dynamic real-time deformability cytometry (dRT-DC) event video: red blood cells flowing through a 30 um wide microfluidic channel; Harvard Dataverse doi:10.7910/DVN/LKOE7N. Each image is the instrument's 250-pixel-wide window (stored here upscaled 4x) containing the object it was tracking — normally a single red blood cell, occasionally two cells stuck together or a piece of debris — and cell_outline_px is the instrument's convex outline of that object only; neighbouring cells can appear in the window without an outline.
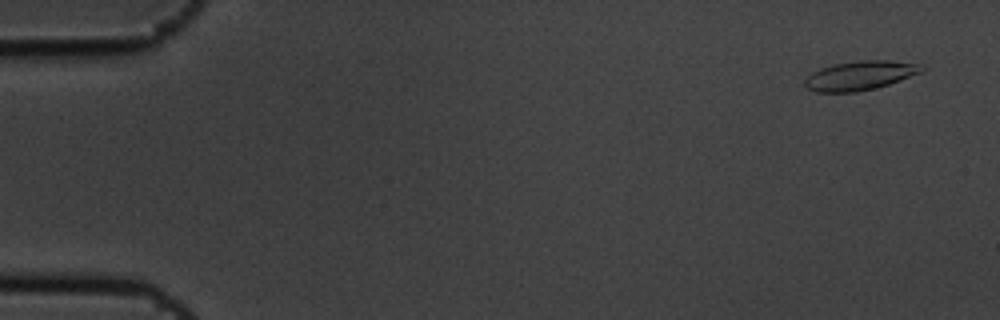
{"species": "common noctule bat (a hibernating species)", "species_latin": "Nyctalus noctula", "temperature_condition": "cold", "stored_images_in_passage": 5, "camera_frame_rate_fps": 3000, "um_per_image_px": 0.085, "animal": {"sex": "male", "body_mass_g": 19.5, "forearm_length_mm": 54.6}, "frame": {"image": 1, "passage_image": 1, "time_ms": 0.0, "image_size_px": [1000, 320], "cell_outline_px": [[924, 68], [920, 72], [900, 80], [876, 88], [856, 92], [816, 92], [808, 88], [804, 84], [804, 80], [812, 72], [820, 68], [832, 64], [860, 60], [888, 60], [924, 64]], "centroid_in_image_um": [73.09, 6.41], "position_along_channel_um": 11.9, "area_um2": 19.88}}
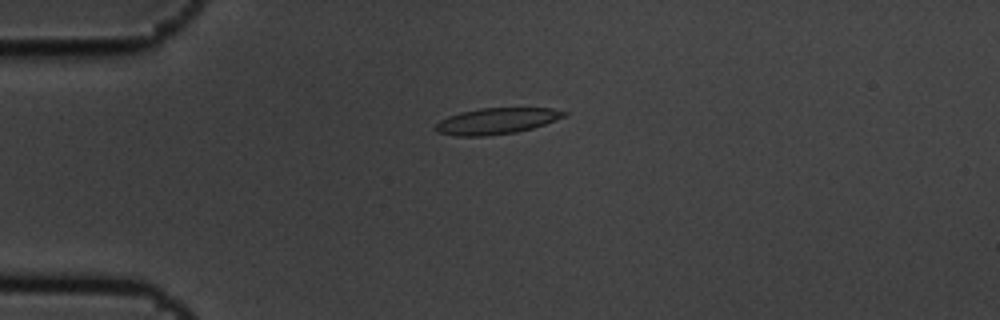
{"frame": {"image": 2, "passage_image": 4, "time_ms": 1.0, "image_size_px": [1000, 320], "cell_outline_px": [[568, 112], [564, 116], [556, 120], [532, 128], [516, 132], [484, 136], [456, 136], [436, 132], [436, 124], [440, 120], [448, 116], [460, 112], [480, 108], [552, 108]], "centroid_in_image_um": [42.19, 10.28], "position_along_channel_um": 42.8, "area_um2": 19.48}}